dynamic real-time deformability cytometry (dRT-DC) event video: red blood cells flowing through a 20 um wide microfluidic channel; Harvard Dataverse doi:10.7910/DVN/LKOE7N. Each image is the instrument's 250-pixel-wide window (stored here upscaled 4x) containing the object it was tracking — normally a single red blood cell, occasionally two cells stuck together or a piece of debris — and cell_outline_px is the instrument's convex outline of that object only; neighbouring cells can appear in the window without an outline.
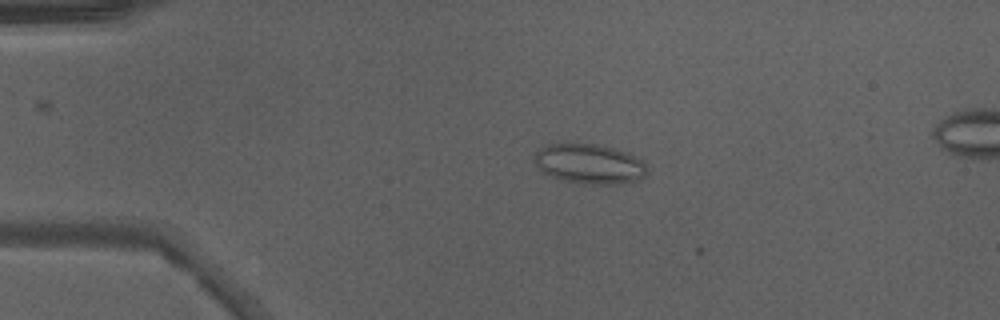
{"species": "Egyptian fruit bat (a non-hibernating species)", "species_latin": "Rousettus aegyptiacus", "temperature_condition": "warm", "stored_images_in_passage": 3, "camera_frame_rate_fps": 3000, "um_per_image_px": 0.085, "animal": {"sex": "male"}, "frame": {"image": 1, "passage_image": 2, "time_ms": 0.333, "image_size_px": [1000, 320], "cell_outline_px": [[648, 172], [644, 176], [636, 180], [616, 184], [584, 184], [564, 180], [552, 176], [544, 172], [536, 164], [532, 156], [544, 144], [600, 144], [628, 152], [640, 160], [648, 168]], "centroid_in_image_um": [50.09, 13.92], "position_along_channel_um": 34.9, "area_um2": 26.07}}